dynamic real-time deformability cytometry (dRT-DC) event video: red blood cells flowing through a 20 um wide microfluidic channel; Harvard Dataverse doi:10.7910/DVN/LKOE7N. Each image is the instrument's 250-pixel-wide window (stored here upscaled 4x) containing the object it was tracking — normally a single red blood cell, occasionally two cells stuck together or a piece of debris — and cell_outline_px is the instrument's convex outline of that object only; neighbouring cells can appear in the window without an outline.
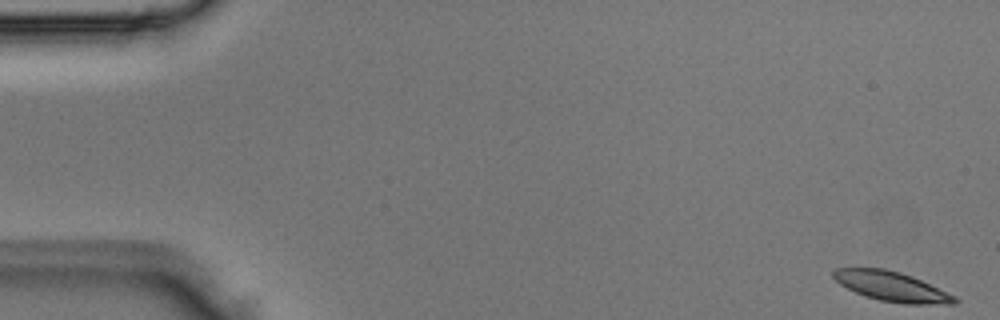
{"species": "Egyptian fruit bat (a non-hibernating species)", "species_latin": "Rousettus aegyptiacus", "temperature_condition": "room temperature", "stored_images_in_passage": 4, "camera_frame_rate_fps": 3000, "um_per_image_px": 0.085, "animal": {"sex": "male"}, "frame": {"image": 1, "passage_image": 1, "time_ms": 0.0, "image_size_px": [1000, 320], "cell_outline_px": [[960, 300], [956, 304], [904, 304], [880, 300], [856, 292], [840, 284], [832, 276], [832, 272], [836, 268], [884, 268], [900, 272], [912, 276], [956, 296]], "centroid_in_image_um": [75.83, 24.35], "position_along_channel_um": 9.2, "area_um2": 20.87}}